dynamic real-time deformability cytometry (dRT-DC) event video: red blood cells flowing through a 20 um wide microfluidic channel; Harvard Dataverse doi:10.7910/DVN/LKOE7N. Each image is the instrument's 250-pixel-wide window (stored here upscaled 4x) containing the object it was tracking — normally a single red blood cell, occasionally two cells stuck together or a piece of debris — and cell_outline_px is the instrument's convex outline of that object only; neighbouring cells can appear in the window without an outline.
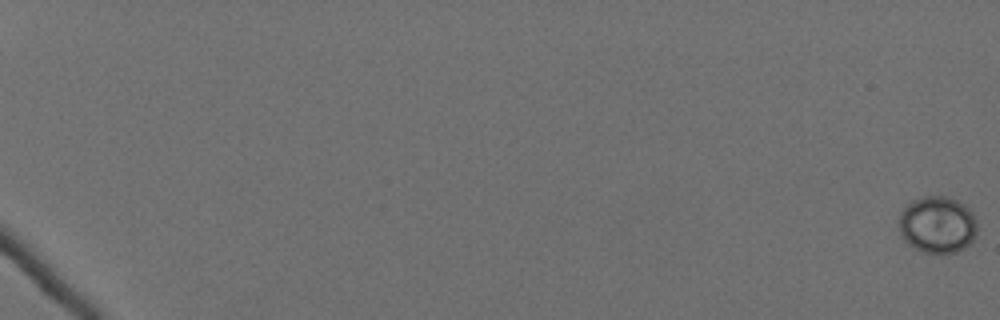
{"species": "Egyptian fruit bat (a non-hibernating species)", "species_latin": "Rousettus aegyptiacus", "temperature_condition": "cold", "stored_images_in_passage": 12, "camera_frame_rate_fps": 3000, "um_per_image_px": 0.085, "animal": {"sex": "female"}, "frame": {"image": 1, "passage_image": 1, "time_ms": 0.0, "image_size_px": [1000, 320], "cell_outline_px": [[976, 232], [972, 240], [964, 248], [956, 252], [924, 252], [908, 244], [904, 240], [900, 232], [900, 212], [908, 204], [924, 196], [944, 196], [956, 200], [964, 204], [972, 212], [976, 224]], "centroid_in_image_um": [79.68, 19.09], "position_along_channel_um": 5.3, "area_um2": 25.49}}